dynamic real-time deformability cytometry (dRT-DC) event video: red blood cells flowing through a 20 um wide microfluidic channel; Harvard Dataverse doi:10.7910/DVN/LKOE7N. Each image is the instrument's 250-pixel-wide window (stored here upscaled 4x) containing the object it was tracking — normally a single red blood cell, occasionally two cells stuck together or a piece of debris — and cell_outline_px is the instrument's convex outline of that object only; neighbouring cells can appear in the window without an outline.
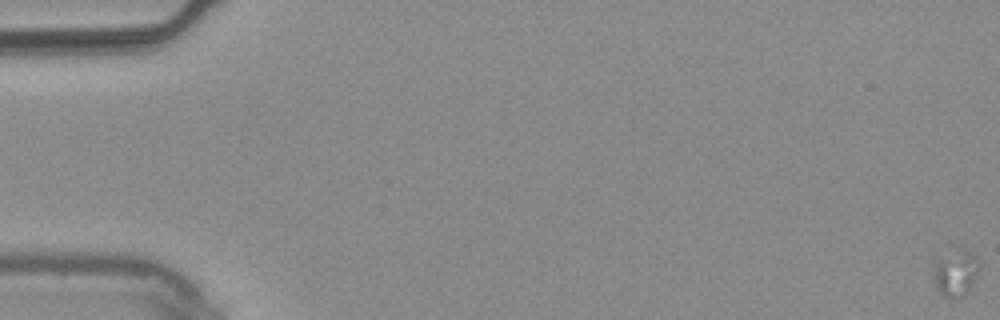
{"species": "common noctule bat (a hibernating species)", "species_latin": "Nyctalus noctula", "temperature_condition": "warm", "stored_images_in_passage": 6, "camera_frame_rate_fps": 3000, "um_per_image_px": 0.085, "animal": {"sex": "male", "body_mass_g": 20.4}, "frame": {"image": 1, "passage_image": 1, "time_ms": 0.0, "image_size_px": [1000, 320], "cell_outline_px": [[980, 264], [976, 276], [972, 284], [964, 296], [944, 296], [940, 292], [936, 284], [932, 272], [936, 264], [964, 248], [972, 252], [980, 260]], "centroid_in_image_um": [81.3, 23.22], "position_along_channel_um": 3.7, "area_um2": 11.5}}